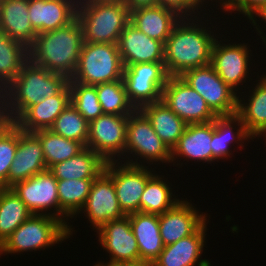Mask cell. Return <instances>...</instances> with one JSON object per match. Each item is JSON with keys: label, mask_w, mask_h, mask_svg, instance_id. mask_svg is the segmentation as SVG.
Here are the masks:
<instances>
[{"label": "cell", "mask_w": 266, "mask_h": 266, "mask_svg": "<svg viewBox=\"0 0 266 266\" xmlns=\"http://www.w3.org/2000/svg\"><path fill=\"white\" fill-rule=\"evenodd\" d=\"M198 21L202 17H181L164 43V65L169 76H181L187 70L211 63L213 43L219 37Z\"/></svg>", "instance_id": "6da1fadb"}, {"label": "cell", "mask_w": 266, "mask_h": 266, "mask_svg": "<svg viewBox=\"0 0 266 266\" xmlns=\"http://www.w3.org/2000/svg\"><path fill=\"white\" fill-rule=\"evenodd\" d=\"M83 30L77 18L64 27L37 34L28 48L29 60L71 79L83 45Z\"/></svg>", "instance_id": "7a4b0ae2"}, {"label": "cell", "mask_w": 266, "mask_h": 266, "mask_svg": "<svg viewBox=\"0 0 266 266\" xmlns=\"http://www.w3.org/2000/svg\"><path fill=\"white\" fill-rule=\"evenodd\" d=\"M68 82L65 75L51 72L28 60L17 77L2 91L9 121L14 123L30 106L57 95Z\"/></svg>", "instance_id": "3957f363"}, {"label": "cell", "mask_w": 266, "mask_h": 266, "mask_svg": "<svg viewBox=\"0 0 266 266\" xmlns=\"http://www.w3.org/2000/svg\"><path fill=\"white\" fill-rule=\"evenodd\" d=\"M76 18L88 43L118 44L120 34L130 23L124 2L78 0Z\"/></svg>", "instance_id": "277c9868"}, {"label": "cell", "mask_w": 266, "mask_h": 266, "mask_svg": "<svg viewBox=\"0 0 266 266\" xmlns=\"http://www.w3.org/2000/svg\"><path fill=\"white\" fill-rule=\"evenodd\" d=\"M68 227L50 215L32 214L0 246V255L37 251L68 239Z\"/></svg>", "instance_id": "5b68a950"}, {"label": "cell", "mask_w": 266, "mask_h": 266, "mask_svg": "<svg viewBox=\"0 0 266 266\" xmlns=\"http://www.w3.org/2000/svg\"><path fill=\"white\" fill-rule=\"evenodd\" d=\"M123 71L118 44L83 42L76 71L69 81L94 86L122 80Z\"/></svg>", "instance_id": "8992f818"}, {"label": "cell", "mask_w": 266, "mask_h": 266, "mask_svg": "<svg viewBox=\"0 0 266 266\" xmlns=\"http://www.w3.org/2000/svg\"><path fill=\"white\" fill-rule=\"evenodd\" d=\"M126 154H132L136 161L125 158L122 162L133 164V165H144L142 163L147 162V164L154 162H171V150L168 146L161 140V138L155 133L152 128V124L147 116L140 110L135 109L130 115H128L127 123V133H126V145L124 150ZM135 155V156H134ZM145 161L138 162V158ZM137 157V158H136Z\"/></svg>", "instance_id": "52a82bcc"}, {"label": "cell", "mask_w": 266, "mask_h": 266, "mask_svg": "<svg viewBox=\"0 0 266 266\" xmlns=\"http://www.w3.org/2000/svg\"><path fill=\"white\" fill-rule=\"evenodd\" d=\"M169 74L164 62H143L124 67L123 83L129 102L135 109L162 100Z\"/></svg>", "instance_id": "ba28073f"}, {"label": "cell", "mask_w": 266, "mask_h": 266, "mask_svg": "<svg viewBox=\"0 0 266 266\" xmlns=\"http://www.w3.org/2000/svg\"><path fill=\"white\" fill-rule=\"evenodd\" d=\"M10 188L25 203L32 214H44L58 218L68 227L69 238L70 235L72 236L73 229L66 222L69 216L59 205L57 179L48 169L26 180L16 182ZM49 208L50 211L54 209L55 212L53 210V213H48Z\"/></svg>", "instance_id": "9c48e42d"}, {"label": "cell", "mask_w": 266, "mask_h": 266, "mask_svg": "<svg viewBox=\"0 0 266 266\" xmlns=\"http://www.w3.org/2000/svg\"><path fill=\"white\" fill-rule=\"evenodd\" d=\"M180 77L204 98L216 116L237 113V93L219 77L211 64L187 70Z\"/></svg>", "instance_id": "30bf717a"}, {"label": "cell", "mask_w": 266, "mask_h": 266, "mask_svg": "<svg viewBox=\"0 0 266 266\" xmlns=\"http://www.w3.org/2000/svg\"><path fill=\"white\" fill-rule=\"evenodd\" d=\"M148 167L146 164H122V160L106 163L104 171L113 180L119 206L126 216L140 212V197L148 180L155 174L152 173L154 170Z\"/></svg>", "instance_id": "8fae6325"}, {"label": "cell", "mask_w": 266, "mask_h": 266, "mask_svg": "<svg viewBox=\"0 0 266 266\" xmlns=\"http://www.w3.org/2000/svg\"><path fill=\"white\" fill-rule=\"evenodd\" d=\"M162 101L187 125L212 122L217 117L204 98L180 76H170L162 90Z\"/></svg>", "instance_id": "7c38bea8"}, {"label": "cell", "mask_w": 266, "mask_h": 266, "mask_svg": "<svg viewBox=\"0 0 266 266\" xmlns=\"http://www.w3.org/2000/svg\"><path fill=\"white\" fill-rule=\"evenodd\" d=\"M127 123L128 115L103 113L89 122L86 147L99 154L106 162L120 160L121 155L124 156Z\"/></svg>", "instance_id": "4fadbf2b"}, {"label": "cell", "mask_w": 266, "mask_h": 266, "mask_svg": "<svg viewBox=\"0 0 266 266\" xmlns=\"http://www.w3.org/2000/svg\"><path fill=\"white\" fill-rule=\"evenodd\" d=\"M215 39L211 52V65L219 77L237 93L241 83L249 78L250 56L247 44H225ZM247 77V78H246ZM238 86V88H237Z\"/></svg>", "instance_id": "5bb4252c"}, {"label": "cell", "mask_w": 266, "mask_h": 266, "mask_svg": "<svg viewBox=\"0 0 266 266\" xmlns=\"http://www.w3.org/2000/svg\"><path fill=\"white\" fill-rule=\"evenodd\" d=\"M79 213H86L96 231L109 221L126 216L119 206L113 180L105 171L93 180L86 203Z\"/></svg>", "instance_id": "9a60e30c"}, {"label": "cell", "mask_w": 266, "mask_h": 266, "mask_svg": "<svg viewBox=\"0 0 266 266\" xmlns=\"http://www.w3.org/2000/svg\"><path fill=\"white\" fill-rule=\"evenodd\" d=\"M99 242L111 256L109 264L138 263L140 253L138 243L128 216L111 220L97 231Z\"/></svg>", "instance_id": "2e32d148"}, {"label": "cell", "mask_w": 266, "mask_h": 266, "mask_svg": "<svg viewBox=\"0 0 266 266\" xmlns=\"http://www.w3.org/2000/svg\"><path fill=\"white\" fill-rule=\"evenodd\" d=\"M196 209L187 200L182 199L159 215L160 236L164 246L194 234L207 222L206 213L201 214Z\"/></svg>", "instance_id": "e0dca14e"}, {"label": "cell", "mask_w": 266, "mask_h": 266, "mask_svg": "<svg viewBox=\"0 0 266 266\" xmlns=\"http://www.w3.org/2000/svg\"><path fill=\"white\" fill-rule=\"evenodd\" d=\"M47 170L39 138L18 127V147L11 163L7 188Z\"/></svg>", "instance_id": "ac0fdd59"}, {"label": "cell", "mask_w": 266, "mask_h": 266, "mask_svg": "<svg viewBox=\"0 0 266 266\" xmlns=\"http://www.w3.org/2000/svg\"><path fill=\"white\" fill-rule=\"evenodd\" d=\"M118 49L124 67L143 62H164V44L131 23L120 34Z\"/></svg>", "instance_id": "d6986e66"}, {"label": "cell", "mask_w": 266, "mask_h": 266, "mask_svg": "<svg viewBox=\"0 0 266 266\" xmlns=\"http://www.w3.org/2000/svg\"><path fill=\"white\" fill-rule=\"evenodd\" d=\"M78 0H28L29 20L37 34L64 27L76 18Z\"/></svg>", "instance_id": "ffe728a7"}, {"label": "cell", "mask_w": 266, "mask_h": 266, "mask_svg": "<svg viewBox=\"0 0 266 266\" xmlns=\"http://www.w3.org/2000/svg\"><path fill=\"white\" fill-rule=\"evenodd\" d=\"M206 224L205 222L194 234L164 246L151 266H211L208 260L200 259L205 246Z\"/></svg>", "instance_id": "44dd1931"}, {"label": "cell", "mask_w": 266, "mask_h": 266, "mask_svg": "<svg viewBox=\"0 0 266 266\" xmlns=\"http://www.w3.org/2000/svg\"><path fill=\"white\" fill-rule=\"evenodd\" d=\"M68 104L70 87L67 84L57 95L30 106L14 123L25 132L49 129Z\"/></svg>", "instance_id": "7402d4cb"}, {"label": "cell", "mask_w": 266, "mask_h": 266, "mask_svg": "<svg viewBox=\"0 0 266 266\" xmlns=\"http://www.w3.org/2000/svg\"><path fill=\"white\" fill-rule=\"evenodd\" d=\"M211 141L212 122L188 124L177 145L171 151V163L174 165L180 157L205 161V163L212 162Z\"/></svg>", "instance_id": "603a6c76"}, {"label": "cell", "mask_w": 266, "mask_h": 266, "mask_svg": "<svg viewBox=\"0 0 266 266\" xmlns=\"http://www.w3.org/2000/svg\"><path fill=\"white\" fill-rule=\"evenodd\" d=\"M127 216L138 243L140 262L151 265L164 248L160 236L159 215L136 212Z\"/></svg>", "instance_id": "cb8c5ba5"}, {"label": "cell", "mask_w": 266, "mask_h": 266, "mask_svg": "<svg viewBox=\"0 0 266 266\" xmlns=\"http://www.w3.org/2000/svg\"><path fill=\"white\" fill-rule=\"evenodd\" d=\"M28 16V0H0V30L27 48L37 35Z\"/></svg>", "instance_id": "d4e9b609"}, {"label": "cell", "mask_w": 266, "mask_h": 266, "mask_svg": "<svg viewBox=\"0 0 266 266\" xmlns=\"http://www.w3.org/2000/svg\"><path fill=\"white\" fill-rule=\"evenodd\" d=\"M180 19L181 16L174 10L159 5L130 11V23L150 38L163 44Z\"/></svg>", "instance_id": "484cf974"}, {"label": "cell", "mask_w": 266, "mask_h": 266, "mask_svg": "<svg viewBox=\"0 0 266 266\" xmlns=\"http://www.w3.org/2000/svg\"><path fill=\"white\" fill-rule=\"evenodd\" d=\"M238 125L239 127L236 128ZM235 126V128H233ZM235 129H237V131ZM253 139V137L248 133L245 125L243 124L241 118L237 115L228 116H217L214 121H212V162L217 159L220 160L227 159L230 157L231 144L236 142L243 147L242 143L245 140ZM243 141V142H242ZM242 142V143H241ZM230 146V147H229Z\"/></svg>", "instance_id": "4316f807"}, {"label": "cell", "mask_w": 266, "mask_h": 266, "mask_svg": "<svg viewBox=\"0 0 266 266\" xmlns=\"http://www.w3.org/2000/svg\"><path fill=\"white\" fill-rule=\"evenodd\" d=\"M263 76L261 75L260 80L258 78L259 82L250 90L252 92L249 91L250 98L247 102L238 95L236 114L253 139L262 135L266 137V75Z\"/></svg>", "instance_id": "83f0119b"}, {"label": "cell", "mask_w": 266, "mask_h": 266, "mask_svg": "<svg viewBox=\"0 0 266 266\" xmlns=\"http://www.w3.org/2000/svg\"><path fill=\"white\" fill-rule=\"evenodd\" d=\"M106 161L85 147L76 156L51 166L48 170L57 180L96 179L105 169Z\"/></svg>", "instance_id": "f1b7e54d"}, {"label": "cell", "mask_w": 266, "mask_h": 266, "mask_svg": "<svg viewBox=\"0 0 266 266\" xmlns=\"http://www.w3.org/2000/svg\"><path fill=\"white\" fill-rule=\"evenodd\" d=\"M140 110L150 120L155 133L172 151L184 133L187 124L162 100L146 104Z\"/></svg>", "instance_id": "f546056e"}, {"label": "cell", "mask_w": 266, "mask_h": 266, "mask_svg": "<svg viewBox=\"0 0 266 266\" xmlns=\"http://www.w3.org/2000/svg\"><path fill=\"white\" fill-rule=\"evenodd\" d=\"M29 60L28 48L0 30V90L3 91Z\"/></svg>", "instance_id": "4dcf8cb0"}, {"label": "cell", "mask_w": 266, "mask_h": 266, "mask_svg": "<svg viewBox=\"0 0 266 266\" xmlns=\"http://www.w3.org/2000/svg\"><path fill=\"white\" fill-rule=\"evenodd\" d=\"M31 215L11 188H0V246Z\"/></svg>", "instance_id": "1f68e13d"}, {"label": "cell", "mask_w": 266, "mask_h": 266, "mask_svg": "<svg viewBox=\"0 0 266 266\" xmlns=\"http://www.w3.org/2000/svg\"><path fill=\"white\" fill-rule=\"evenodd\" d=\"M33 133L40 140L47 169L76 156L85 148L82 143L55 134L50 129H41Z\"/></svg>", "instance_id": "d6a6232c"}, {"label": "cell", "mask_w": 266, "mask_h": 266, "mask_svg": "<svg viewBox=\"0 0 266 266\" xmlns=\"http://www.w3.org/2000/svg\"><path fill=\"white\" fill-rule=\"evenodd\" d=\"M166 182L158 173L148 180L140 197L141 213L160 215L180 201L174 197L171 186Z\"/></svg>", "instance_id": "836d02e7"}, {"label": "cell", "mask_w": 266, "mask_h": 266, "mask_svg": "<svg viewBox=\"0 0 266 266\" xmlns=\"http://www.w3.org/2000/svg\"><path fill=\"white\" fill-rule=\"evenodd\" d=\"M93 180H57L59 205L69 217L74 218L85 205Z\"/></svg>", "instance_id": "e575fe53"}, {"label": "cell", "mask_w": 266, "mask_h": 266, "mask_svg": "<svg viewBox=\"0 0 266 266\" xmlns=\"http://www.w3.org/2000/svg\"><path fill=\"white\" fill-rule=\"evenodd\" d=\"M104 114L130 115L134 106L129 102L123 80L94 85Z\"/></svg>", "instance_id": "d590c367"}, {"label": "cell", "mask_w": 266, "mask_h": 266, "mask_svg": "<svg viewBox=\"0 0 266 266\" xmlns=\"http://www.w3.org/2000/svg\"><path fill=\"white\" fill-rule=\"evenodd\" d=\"M53 133L82 143L88 141L89 122L70 103L49 128Z\"/></svg>", "instance_id": "8d00e7d4"}, {"label": "cell", "mask_w": 266, "mask_h": 266, "mask_svg": "<svg viewBox=\"0 0 266 266\" xmlns=\"http://www.w3.org/2000/svg\"><path fill=\"white\" fill-rule=\"evenodd\" d=\"M68 85L70 87V103L88 122L103 114L95 86L75 81H69Z\"/></svg>", "instance_id": "74e56055"}, {"label": "cell", "mask_w": 266, "mask_h": 266, "mask_svg": "<svg viewBox=\"0 0 266 266\" xmlns=\"http://www.w3.org/2000/svg\"><path fill=\"white\" fill-rule=\"evenodd\" d=\"M18 147V126L9 122L0 131V188H7L11 163Z\"/></svg>", "instance_id": "f35d334b"}, {"label": "cell", "mask_w": 266, "mask_h": 266, "mask_svg": "<svg viewBox=\"0 0 266 266\" xmlns=\"http://www.w3.org/2000/svg\"><path fill=\"white\" fill-rule=\"evenodd\" d=\"M203 2L204 0H158V5L172 9L179 16L187 18L197 16V11L202 9Z\"/></svg>", "instance_id": "ab89813d"}, {"label": "cell", "mask_w": 266, "mask_h": 266, "mask_svg": "<svg viewBox=\"0 0 266 266\" xmlns=\"http://www.w3.org/2000/svg\"><path fill=\"white\" fill-rule=\"evenodd\" d=\"M265 3L266 0H234L224 11H238L250 19Z\"/></svg>", "instance_id": "60d3db41"}, {"label": "cell", "mask_w": 266, "mask_h": 266, "mask_svg": "<svg viewBox=\"0 0 266 266\" xmlns=\"http://www.w3.org/2000/svg\"><path fill=\"white\" fill-rule=\"evenodd\" d=\"M125 5L132 11L141 7H153L158 5V0H125Z\"/></svg>", "instance_id": "b9f144b4"}, {"label": "cell", "mask_w": 266, "mask_h": 266, "mask_svg": "<svg viewBox=\"0 0 266 266\" xmlns=\"http://www.w3.org/2000/svg\"><path fill=\"white\" fill-rule=\"evenodd\" d=\"M257 15V16H256ZM259 16V18L261 17L262 19L261 20H265L264 21V23H266V3L262 6V7H260L254 14H253V16L249 19L250 20V23L251 24H253V26H255L254 28H256L257 30V32L259 33L258 35H263L264 33H262V31L260 30L261 28H260V26H259V24L257 23V21H259V20H257L255 17H258ZM259 27V28H258Z\"/></svg>", "instance_id": "7bdbcfd3"}, {"label": "cell", "mask_w": 266, "mask_h": 266, "mask_svg": "<svg viewBox=\"0 0 266 266\" xmlns=\"http://www.w3.org/2000/svg\"><path fill=\"white\" fill-rule=\"evenodd\" d=\"M3 102L0 104V131L9 123Z\"/></svg>", "instance_id": "ee69618b"}, {"label": "cell", "mask_w": 266, "mask_h": 266, "mask_svg": "<svg viewBox=\"0 0 266 266\" xmlns=\"http://www.w3.org/2000/svg\"><path fill=\"white\" fill-rule=\"evenodd\" d=\"M96 266H151L149 264L143 263V262H138V263H120V264H109V263H102V262H97L95 263Z\"/></svg>", "instance_id": "f6af8a7d"}, {"label": "cell", "mask_w": 266, "mask_h": 266, "mask_svg": "<svg viewBox=\"0 0 266 266\" xmlns=\"http://www.w3.org/2000/svg\"><path fill=\"white\" fill-rule=\"evenodd\" d=\"M206 1L207 0H204L205 4H206ZM211 1H213V0H211ZM219 1H220L219 3H221L220 6L222 7V9L225 10L234 0H219Z\"/></svg>", "instance_id": "bcb514c9"}, {"label": "cell", "mask_w": 266, "mask_h": 266, "mask_svg": "<svg viewBox=\"0 0 266 266\" xmlns=\"http://www.w3.org/2000/svg\"><path fill=\"white\" fill-rule=\"evenodd\" d=\"M99 1L124 2L125 0H99Z\"/></svg>", "instance_id": "7dc6e473"}, {"label": "cell", "mask_w": 266, "mask_h": 266, "mask_svg": "<svg viewBox=\"0 0 266 266\" xmlns=\"http://www.w3.org/2000/svg\"><path fill=\"white\" fill-rule=\"evenodd\" d=\"M3 102V95H2V91L0 90V104Z\"/></svg>", "instance_id": "c3c4849f"}, {"label": "cell", "mask_w": 266, "mask_h": 266, "mask_svg": "<svg viewBox=\"0 0 266 266\" xmlns=\"http://www.w3.org/2000/svg\"><path fill=\"white\" fill-rule=\"evenodd\" d=\"M260 38H262V40H263L264 44L266 45V39H265L266 37L261 35V37H260ZM265 47H266V46H265Z\"/></svg>", "instance_id": "681fc988"}]
</instances>
